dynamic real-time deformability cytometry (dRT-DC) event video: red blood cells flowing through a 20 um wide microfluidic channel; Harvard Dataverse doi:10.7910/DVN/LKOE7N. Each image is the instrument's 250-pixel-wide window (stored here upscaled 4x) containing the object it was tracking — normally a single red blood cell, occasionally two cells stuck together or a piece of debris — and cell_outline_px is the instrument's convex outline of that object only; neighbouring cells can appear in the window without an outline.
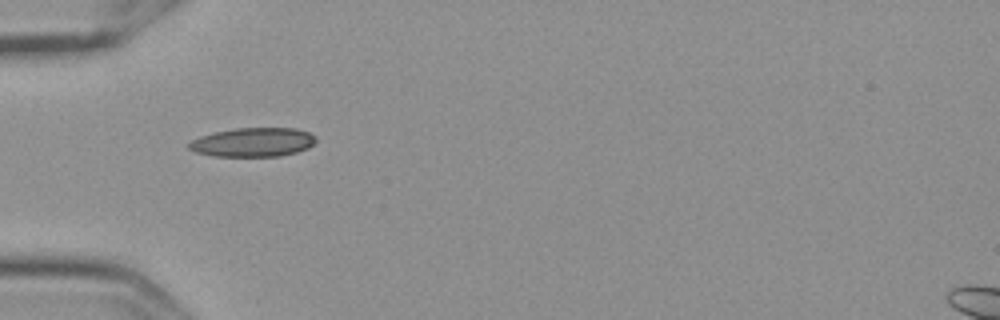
{"species": "Egyptian fruit bat (a non-hibernating species)", "species_latin": "Rousettus aegyptiacus", "temperature_condition": "cold", "stored_images_in_passage": 39, "camera_frame_rate_fps": 3000, "um_per_image_px": 0.085, "frame": {"image": 1, "passage_image": 1, "time_ms": 0.0, "image_size_px": [1000, 320], "cell_outline_px": [[316, 140], [308, 148], [296, 152], [280, 156], [216, 156], [196, 152], [188, 148], [188, 144], [192, 140], [200, 136], [216, 132], [236, 128], [296, 128], [308, 132], [316, 136]], "centroid_in_image_um": [21.52, 12.08], "position_along_channel_um": 63.5, "area_um2": 21.33}}
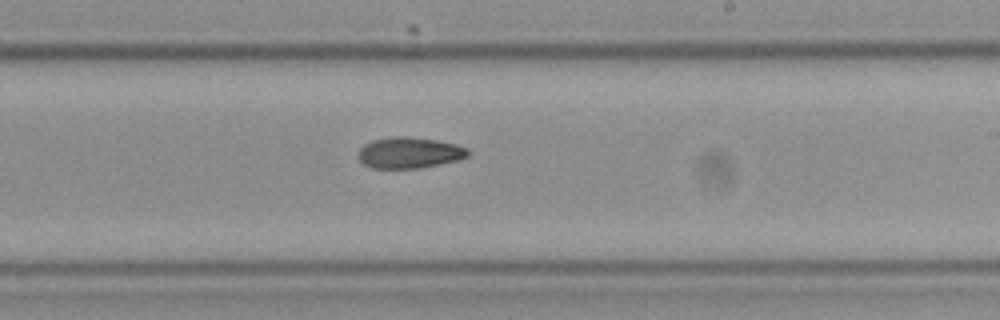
{"frame": {"image": 2, "passage_image": 17, "time_ms": 5.333, "image_size_px": [1000, 320], "cell_outline_px": [[472, 152], [468, 156], [460, 160], [420, 168], [372, 168], [364, 164], [356, 156], [360, 148], [364, 144], [372, 140], [392, 136], [400, 136], [436, 140], [456, 144], [468, 148]], "centroid_in_image_um": [34.81, 12.98], "position_along_channel_um": 254.2, "area_um2": 20.06}}
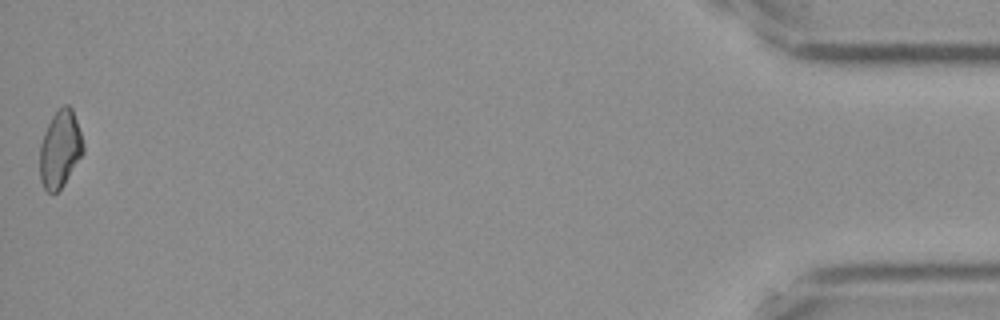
{"frame": {"image": 3, "passage_image": 39, "time_ms": 12.667, "image_size_px": [1000, 320], "cell_outline_px": [[84, 152], [64, 184], [56, 192], [48, 192], [44, 188], [40, 180], [40, 144], [44, 132], [52, 116], [64, 104], [68, 104], [72, 108], [84, 144]], "centroid_in_image_um": [5.1, 12.67], "position_along_channel_um": 430.1, "area_um2": 19.36}}